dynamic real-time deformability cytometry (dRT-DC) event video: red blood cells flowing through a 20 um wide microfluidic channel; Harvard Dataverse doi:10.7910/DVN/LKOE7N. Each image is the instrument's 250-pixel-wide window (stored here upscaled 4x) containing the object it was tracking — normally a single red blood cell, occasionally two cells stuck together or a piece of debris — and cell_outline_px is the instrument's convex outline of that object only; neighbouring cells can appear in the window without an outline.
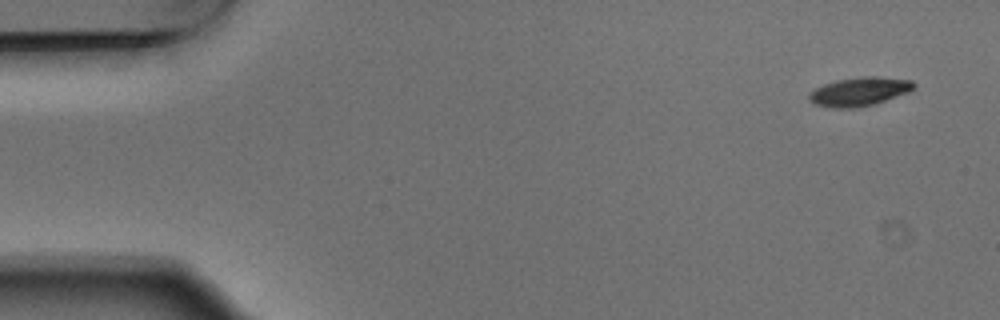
{"species": "Egyptian fruit bat (a non-hibernating species)", "species_latin": "Rousettus aegyptiacus", "temperature_condition": "warm", "stored_images_in_passage": 4, "camera_frame_rate_fps": 3000, "um_per_image_px": 0.085, "animal": {"sex": "male"}, "frame": {"image": 1, "passage_image": 1, "time_ms": 0.0, "image_size_px": [1000, 320], "cell_outline_px": [[916, 88], [908, 92], [876, 104], [860, 108], [832, 108], [816, 104], [808, 100], [808, 96], [816, 88], [824, 84], [836, 80], [860, 76], [876, 76], [912, 80], [916, 84]], "centroid_in_image_um": [73.08, 7.78], "position_along_channel_um": 11.9, "area_um2": 17.74}}
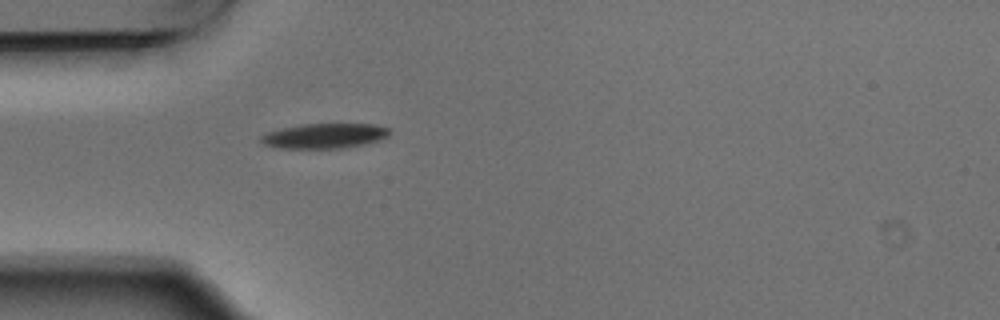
{"frame": {"image": 2, "passage_image": 4, "time_ms": 1.0, "image_size_px": [1000, 320], "cell_outline_px": [[392, 132], [388, 136], [380, 140], [364, 144], [340, 148], [284, 148], [264, 144], [260, 140], [260, 136], [268, 132], [284, 128], [304, 124], [372, 124], [392, 128]], "centroid_in_image_um": [27.66, 11.54], "position_along_channel_um": 57.3, "area_um2": 18.55}}